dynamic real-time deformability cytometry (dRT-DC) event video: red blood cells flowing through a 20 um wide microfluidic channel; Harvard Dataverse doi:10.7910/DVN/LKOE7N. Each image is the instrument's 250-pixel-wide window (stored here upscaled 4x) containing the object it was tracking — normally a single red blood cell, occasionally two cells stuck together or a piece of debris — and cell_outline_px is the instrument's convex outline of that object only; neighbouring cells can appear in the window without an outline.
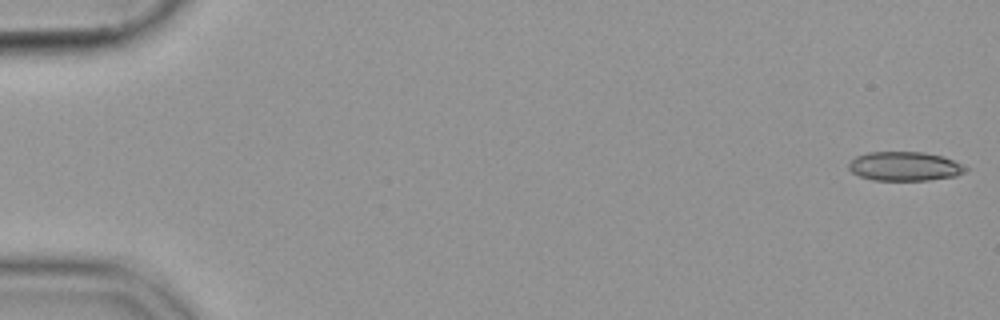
{"species": "common noctule bat (a hibernating species)", "species_latin": "Nyctalus noctula", "temperature_condition": "cold", "stored_images_in_passage": 53, "camera_frame_rate_fps": 3000, "um_per_image_px": 0.085, "animal": {"sex": "female", "body_mass_g": 19.9}, "frame": {"image": 1, "passage_image": 1, "time_ms": 0.0, "image_size_px": [1000, 320], "cell_outline_px": [[968, 168], [964, 172], [956, 176], [928, 180], [872, 180], [860, 176], [852, 172], [848, 168], [848, 164], [856, 156], [868, 152], [924, 152], [944, 156], [964, 164]], "centroid_in_image_um": [76.92, 14.13], "position_along_channel_um": 8.1, "area_um2": 19.94}}
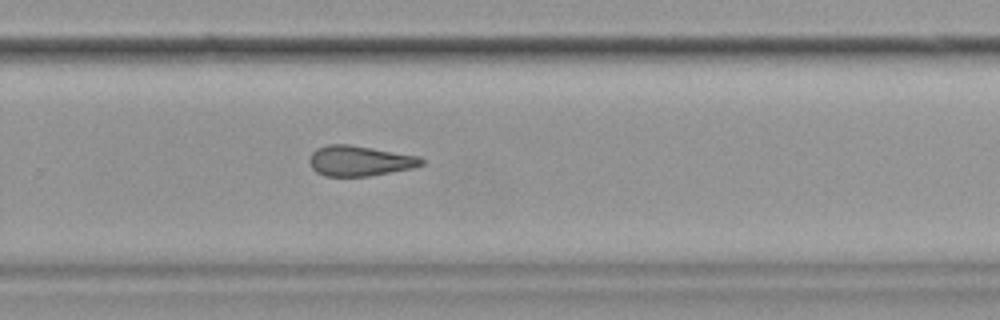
{"frame": {"image": 2, "passage_image": 37, "time_ms": 12.0, "image_size_px": [1000, 320], "cell_outline_px": [[424, 164], [416, 168], [368, 176], [324, 176], [316, 172], [312, 168], [308, 160], [312, 152], [316, 148], [328, 144], [348, 144], [420, 156], [424, 160]], "centroid_in_image_um": [30.58, 13.67], "position_along_channel_um": 299.2, "area_um2": 20.0}}
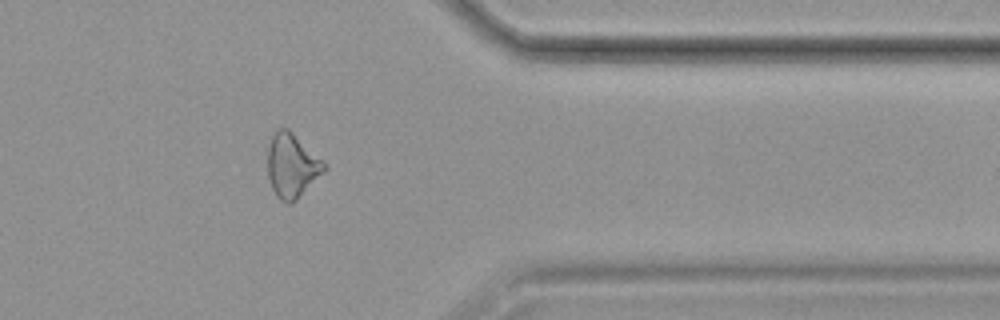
{"frame": {"image": 3, "passage_image": 45, "time_ms": 14.667, "image_size_px": [1000, 320], "cell_outline_px": [[328, 168], [296, 200], [288, 204], [280, 200], [276, 196], [272, 188], [268, 176], [268, 148], [272, 136], [280, 128], [288, 128], [324, 160]], "centroid_in_image_um": [24.83, 14.08], "position_along_channel_um": 386.6, "area_um2": 21.1}}